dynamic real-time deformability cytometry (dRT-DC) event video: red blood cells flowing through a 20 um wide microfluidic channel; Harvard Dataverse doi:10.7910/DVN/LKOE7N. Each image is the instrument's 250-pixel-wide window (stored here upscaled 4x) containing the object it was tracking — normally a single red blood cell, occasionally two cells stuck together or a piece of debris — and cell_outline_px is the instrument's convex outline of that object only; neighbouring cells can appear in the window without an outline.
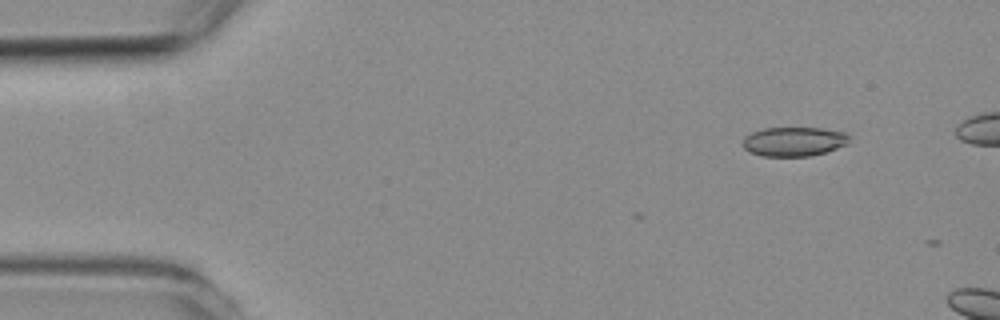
{"species": "common noctule bat (a hibernating species)", "species_latin": "Nyctalus noctula", "temperature_condition": "room temperature", "stored_images_in_passage": 3, "camera_frame_rate_fps": 3000, "um_per_image_px": 0.085, "animal": {"sex": "female", "body_mass_g": 19.3, "forearm_length_mm": 54.1}, "frame": {"image": 1, "passage_image": 2, "time_ms": 1.333, "image_size_px": [1000, 320], "cell_outline_px": [[852, 140], [848, 144], [824, 152], [808, 156], [764, 156], [748, 152], [744, 148], [744, 136], [752, 132], [764, 128], [820, 128], [848, 132]], "centroid_in_image_um": [67.52, 12.02], "position_along_channel_um": 17.5, "area_um2": 18.26}}